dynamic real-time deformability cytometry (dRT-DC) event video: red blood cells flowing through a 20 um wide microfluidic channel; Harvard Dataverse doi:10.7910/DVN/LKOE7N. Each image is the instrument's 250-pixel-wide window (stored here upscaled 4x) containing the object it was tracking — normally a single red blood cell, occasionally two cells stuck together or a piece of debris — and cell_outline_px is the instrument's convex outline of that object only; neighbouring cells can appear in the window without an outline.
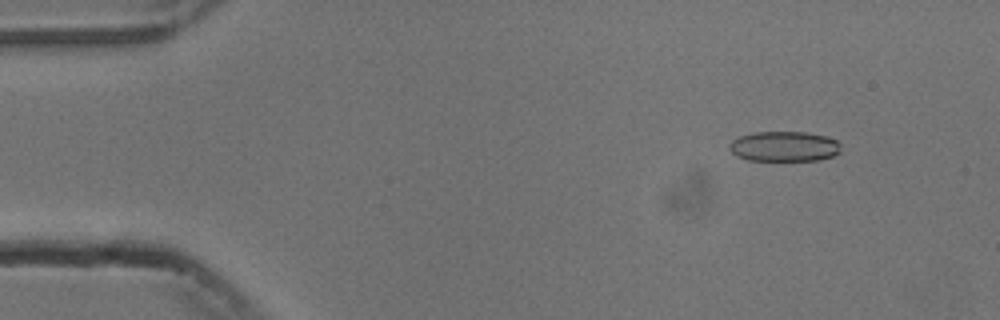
{"species": "common noctule bat (a hibernating species)", "species_latin": "Nyctalus noctula", "temperature_condition": "cold", "stored_images_in_passage": 19, "camera_frame_rate_fps": 3000, "um_per_image_px": 0.085, "animal": {"sex": "male", "body_mass_g": 13.3}, "frame": {"image": 1, "passage_image": 6, "time_ms": 1.667, "image_size_px": [1000, 320], "cell_outline_px": [[840, 152], [832, 156], [816, 160], [748, 160], [736, 156], [728, 148], [728, 144], [732, 140], [740, 136], [756, 132], [804, 132], [828, 136], [836, 140], [840, 144]], "centroid_in_image_um": [66.64, 12.44], "position_along_channel_um": 18.4, "area_um2": 19.59}}
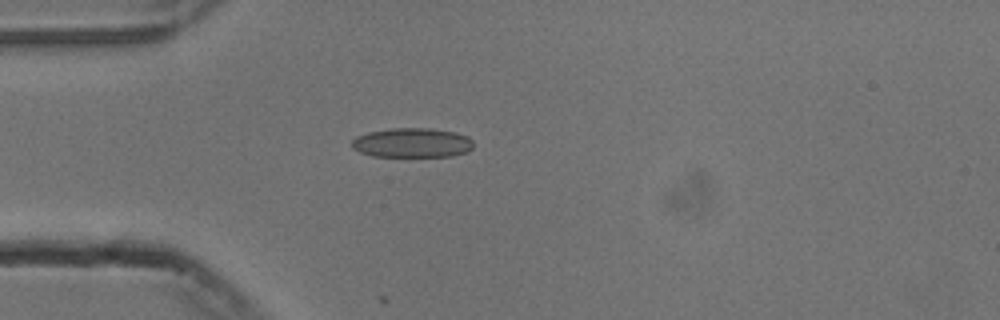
{"frame": {"image": 2, "passage_image": 15, "time_ms": 4.667, "image_size_px": [1000, 320], "cell_outline_px": [[472, 148], [464, 152], [452, 156], [372, 156], [360, 152], [352, 148], [352, 140], [356, 136], [368, 132], [392, 128], [428, 128], [456, 132], [468, 136], [472, 140]], "centroid_in_image_um": [35.01, 12.13], "position_along_channel_um": 50.0, "area_um2": 20.87}}